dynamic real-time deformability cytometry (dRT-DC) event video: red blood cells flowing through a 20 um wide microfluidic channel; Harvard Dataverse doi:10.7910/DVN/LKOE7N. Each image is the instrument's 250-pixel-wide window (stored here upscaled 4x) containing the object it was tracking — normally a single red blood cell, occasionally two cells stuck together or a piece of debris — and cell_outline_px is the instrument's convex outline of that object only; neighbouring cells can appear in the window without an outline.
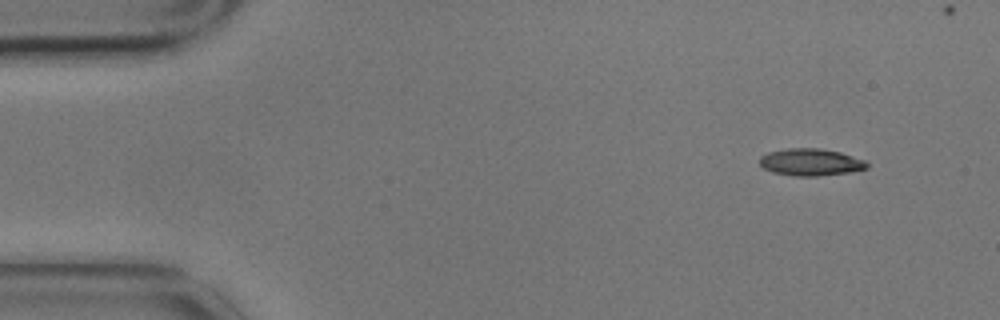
{"species": "common noctule bat (a hibernating species)", "species_latin": "Nyctalus noctula", "temperature_condition": "cold", "stored_images_in_passage": 5, "camera_frame_rate_fps": 3000, "um_per_image_px": 0.085, "animal": {"sex": "male", "body_mass_g": 17.9}, "frame": {"image": 1, "passage_image": 1, "time_ms": 0.0, "image_size_px": [1000, 320], "cell_outline_px": [[868, 168], [848, 172], [816, 176], [796, 176], [772, 172], [764, 168], [760, 164], [760, 156], [768, 152], [788, 148], [820, 148], [840, 152], [864, 160], [868, 164]], "centroid_in_image_um": [68.89, 13.78], "position_along_channel_um": 16.1, "area_um2": 16.82}}
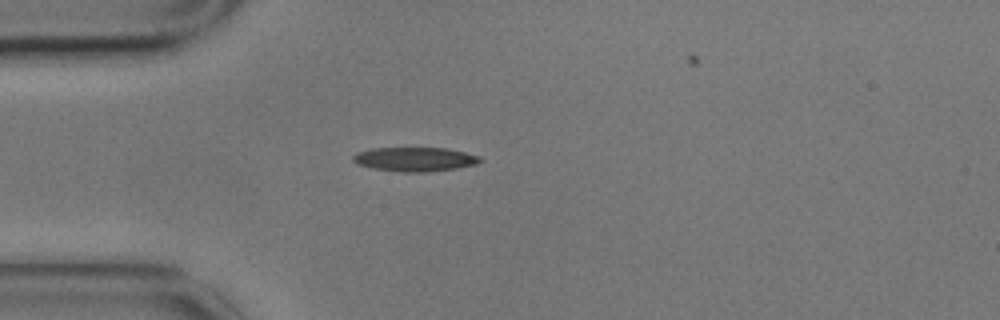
{"frame": {"image": 2, "passage_image": 4, "time_ms": 1.0, "image_size_px": [1000, 320], "cell_outline_px": [[480, 160], [476, 164], [456, 168], [424, 172], [404, 172], [372, 168], [356, 164], [352, 160], [352, 156], [360, 152], [372, 148], [444, 148], [464, 152], [480, 156]], "centroid_in_image_um": [35.23, 13.53], "position_along_channel_um": 49.8, "area_um2": 17.63}}